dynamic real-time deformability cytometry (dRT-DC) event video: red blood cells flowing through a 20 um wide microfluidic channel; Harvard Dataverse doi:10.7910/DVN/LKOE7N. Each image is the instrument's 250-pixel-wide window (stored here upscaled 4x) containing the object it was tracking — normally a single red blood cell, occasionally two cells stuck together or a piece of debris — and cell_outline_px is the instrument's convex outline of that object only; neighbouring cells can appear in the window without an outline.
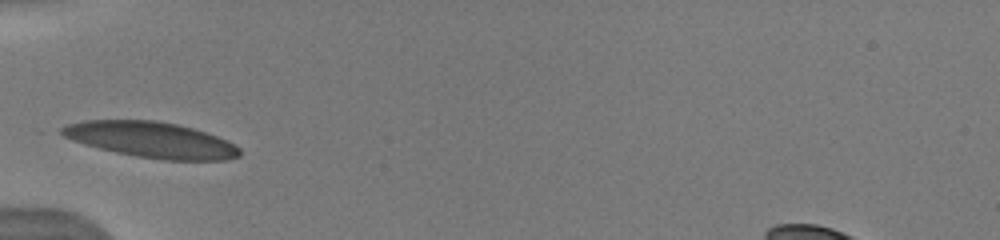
{"species": "human", "species_latin": "Homo sapiens", "temperature_condition": "warm", "stored_images_in_passage": 46, "camera_frame_rate_fps": 3000, "um_per_image_px": 0.085, "donor": {"sex": "male"}, "frame": {"image": 1, "passage_image": 1, "time_ms": 0.0, "image_size_px": [1000, 240], "cell_outline_px": [[240, 156], [224, 160], [164, 160], [136, 156], [116, 152], [84, 144], [72, 140], [56, 132], [60, 128], [68, 124], [84, 120], [156, 120], [176, 124], [192, 128], [228, 140], [240, 148]], "centroid_in_image_um": [12.83, 11.88], "position_along_channel_um": 72.2, "area_um2": 36.99}, "authors_computed_cell_mechanics": {"area_um2": 35.2002, "velocity_mm_per_s": 3.9576, "shape_relaxation_time_tau1_ms": 1.8312, "shape_relaxation_time_tau2_ms": 2.5836, "deformation_change_tau1": 0.0911, "deformation_change_tau2": 0.1179}}